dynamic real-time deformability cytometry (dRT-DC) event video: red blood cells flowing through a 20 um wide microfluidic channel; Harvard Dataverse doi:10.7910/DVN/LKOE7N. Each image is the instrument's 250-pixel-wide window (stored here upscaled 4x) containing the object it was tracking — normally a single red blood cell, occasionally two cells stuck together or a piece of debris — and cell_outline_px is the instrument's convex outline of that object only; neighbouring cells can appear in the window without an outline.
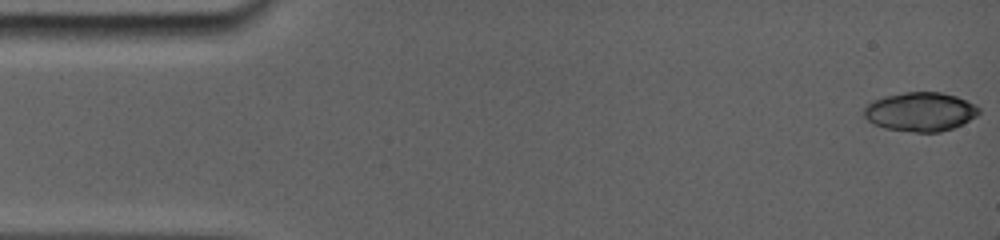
{"species": "common noctule bat (a hibernating species)", "species_latin": "Nyctalus noctula", "temperature_condition": "room temperature", "stored_images_in_passage": 9, "camera_frame_rate_fps": 5000, "um_per_image_px": 0.085, "animal": {"sex": "female", "body_mass_g": 19.0, "forearm_length_mm": 56.7}, "frame": {"image": 1, "passage_image": 1, "time_ms": 0.0, "image_size_px": [1000, 240], "cell_outline_px": [[980, 112], [976, 116], [952, 128], [936, 132], [916, 132], [888, 128], [876, 124], [868, 120], [864, 116], [864, 108], [872, 100], [884, 96], [904, 92], [940, 92], [956, 96], [980, 108]], "centroid_in_image_um": [78.21, 9.48], "position_along_channel_um": 6.8, "area_um2": 25.66}}
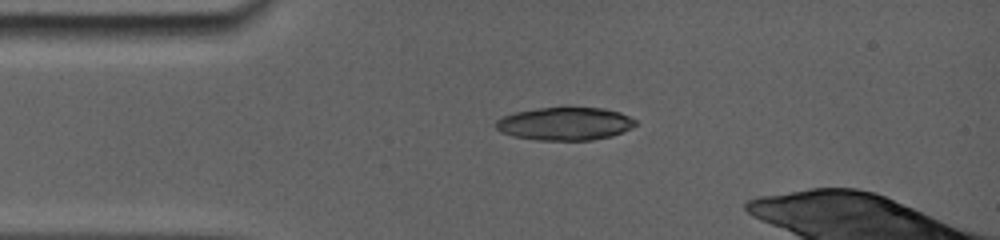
{"frame": {"image": 2, "passage_image": 8, "time_ms": 3.4, "image_size_px": [1000, 240], "cell_outline_px": [[636, 124], [620, 132], [608, 136], [588, 140], [544, 140], [516, 136], [504, 132], [496, 128], [496, 120], [504, 116], [516, 112], [540, 108], [604, 108], [620, 112], [636, 120]], "centroid_in_image_um": [48.03, 10.5], "position_along_channel_um": 37.0, "area_um2": 26.07}}